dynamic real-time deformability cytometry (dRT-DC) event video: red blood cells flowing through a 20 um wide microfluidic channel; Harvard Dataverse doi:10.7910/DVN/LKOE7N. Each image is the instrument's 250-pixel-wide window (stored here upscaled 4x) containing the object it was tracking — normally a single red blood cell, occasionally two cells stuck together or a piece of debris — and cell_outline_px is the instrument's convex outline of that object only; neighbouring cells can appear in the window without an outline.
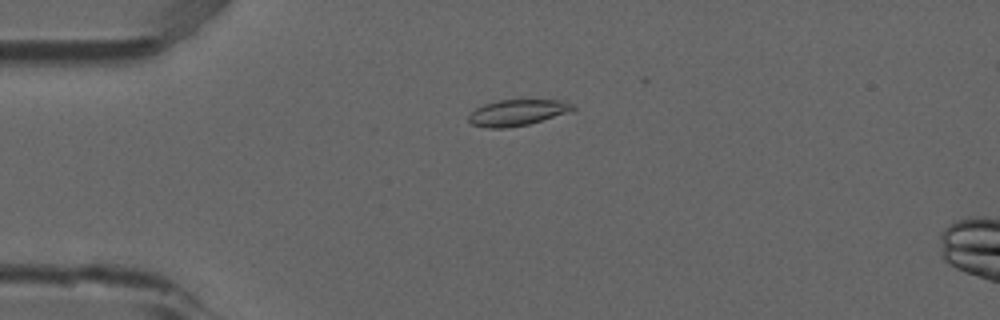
{"species": "common noctule bat (a hibernating species)", "species_latin": "Nyctalus noctula", "temperature_condition": "room temperature", "stored_images_in_passage": 6, "camera_frame_rate_fps": 3000, "um_per_image_px": 0.085, "animal": {"sex": "male", "forearm_length_mm": 52.5}, "frame": {"image": 1, "passage_image": 4, "time_ms": 1.0, "image_size_px": [1000, 320], "cell_outline_px": [[576, 112], [528, 124], [504, 128], [488, 128], [472, 124], [468, 120], [468, 116], [476, 108], [484, 104], [500, 100], [564, 100], [572, 104], [576, 108]], "centroid_in_image_um": [44.06, 9.57], "position_along_channel_um": 40.9, "area_um2": 16.07}}